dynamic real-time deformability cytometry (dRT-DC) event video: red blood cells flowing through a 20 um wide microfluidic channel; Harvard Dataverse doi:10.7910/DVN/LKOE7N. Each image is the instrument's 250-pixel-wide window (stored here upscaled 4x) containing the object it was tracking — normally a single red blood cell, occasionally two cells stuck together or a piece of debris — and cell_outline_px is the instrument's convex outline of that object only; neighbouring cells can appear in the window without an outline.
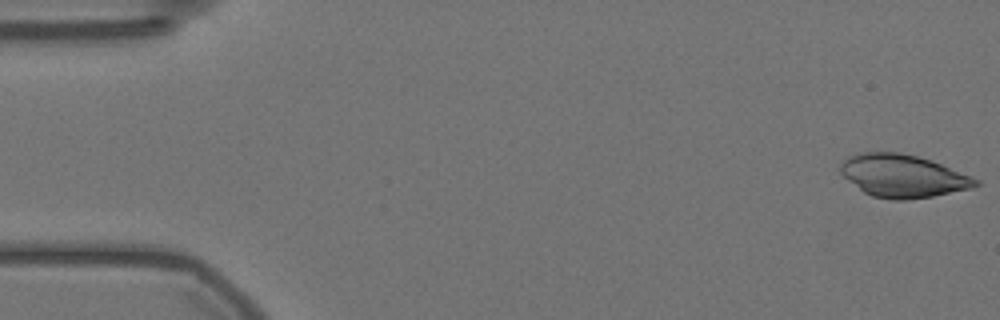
{"species": "Egyptian fruit bat (a non-hibernating species)", "species_latin": "Rousettus aegyptiacus", "temperature_condition": "warm", "stored_images_in_passage": 11, "camera_frame_rate_fps": 3000, "um_per_image_px": 0.085, "animal": {"sex": "female"}, "frame": {"image": 1, "passage_image": 1, "time_ms": 0.0, "image_size_px": [1000, 320], "cell_outline_px": [[980, 184], [972, 188], [932, 196], [904, 200], [892, 200], [872, 196], [864, 192], [848, 180], [840, 172], [840, 164], [848, 156], [860, 152], [900, 152], [916, 156], [940, 164], [972, 176], [980, 180]], "centroid_in_image_um": [76.73, 14.95], "position_along_channel_um": 8.3, "area_um2": 33.47}}